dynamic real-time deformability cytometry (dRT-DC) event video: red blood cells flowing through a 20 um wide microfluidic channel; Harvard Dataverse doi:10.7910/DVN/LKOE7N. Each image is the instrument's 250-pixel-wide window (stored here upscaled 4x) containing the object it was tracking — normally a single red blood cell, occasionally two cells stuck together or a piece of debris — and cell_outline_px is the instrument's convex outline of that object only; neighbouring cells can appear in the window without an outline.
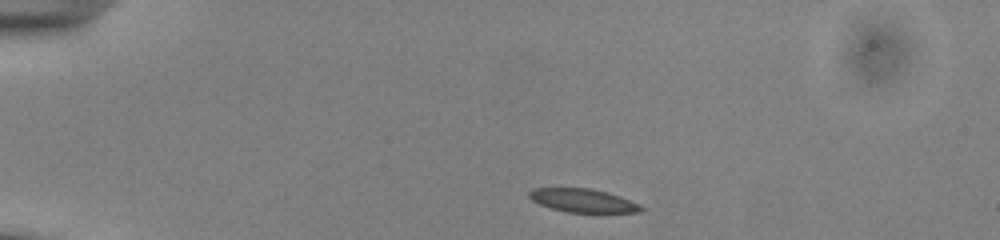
{"species": "common noctule bat (a hibernating species)", "species_latin": "Nyctalus noctula", "temperature_condition": "cold", "stored_images_in_passage": 34, "camera_frame_rate_fps": 3000, "um_per_image_px": 0.085, "animal": {"sex": "male", "body_mass_g": 13.0, "forearm_length_mm": 53.1}, "frame": {"image": 1, "passage_image": 1, "time_ms": 0.0, "image_size_px": [1000, 240], "cell_outline_px": [[648, 208], [640, 212], [568, 212], [552, 208], [540, 204], [532, 200], [528, 196], [528, 192], [532, 188], [592, 188], [608, 192], [620, 196], [640, 204]], "centroid_in_image_um": [49.59, 17.04], "position_along_channel_um": 35.4, "area_um2": 15.37}}
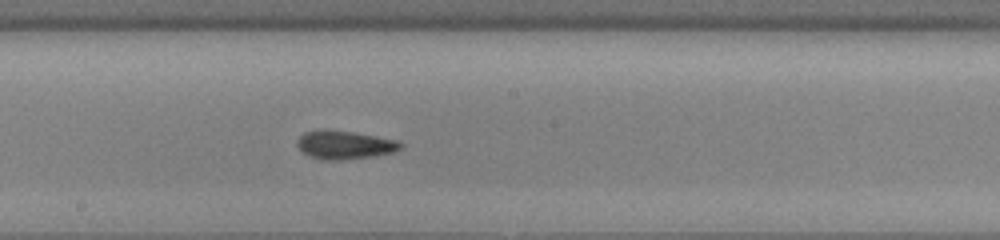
{"frame": {"image": 2, "passage_image": 20, "time_ms": 6.333, "image_size_px": [1000, 240], "cell_outline_px": [[404, 148], [392, 152], [372, 156], [340, 160], [328, 160], [312, 156], [300, 152], [296, 144], [296, 140], [304, 132], [352, 132], [400, 140], [404, 144]], "centroid_in_image_um": [29.35, 12.34], "position_along_channel_um": 218.8, "area_um2": 16.65}}
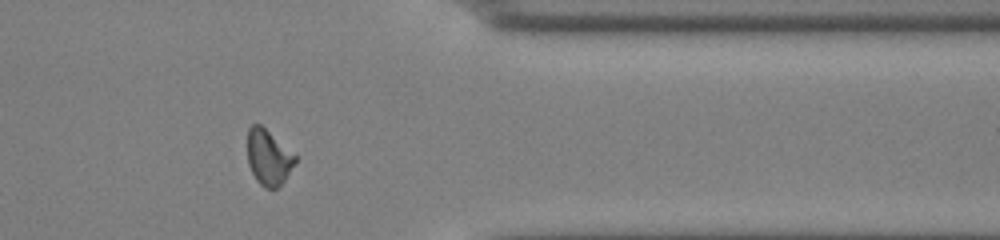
{"frame": {"image": 3, "passage_image": 34, "time_ms": 11.0, "image_size_px": [1000, 240], "cell_outline_px": [[296, 160], [284, 180], [276, 188], [264, 188], [256, 180], [248, 164], [248, 128], [252, 124], [260, 124], [296, 156]], "centroid_in_image_um": [22.79, 13.38], "position_along_channel_um": 388.6, "area_um2": 15.03}, "authors_computed_cell_mechanics": {"area_um2": 16.3285, "velocity_mm_per_s": 3.8544, "shape_relaxation_time_tau1_ms": 10.7436, "shape_relaxation_time_tau2_ms": 5.8894, "deformation_change_tau1": 0.2444, "deformation_change_tau2": 0.1207}}